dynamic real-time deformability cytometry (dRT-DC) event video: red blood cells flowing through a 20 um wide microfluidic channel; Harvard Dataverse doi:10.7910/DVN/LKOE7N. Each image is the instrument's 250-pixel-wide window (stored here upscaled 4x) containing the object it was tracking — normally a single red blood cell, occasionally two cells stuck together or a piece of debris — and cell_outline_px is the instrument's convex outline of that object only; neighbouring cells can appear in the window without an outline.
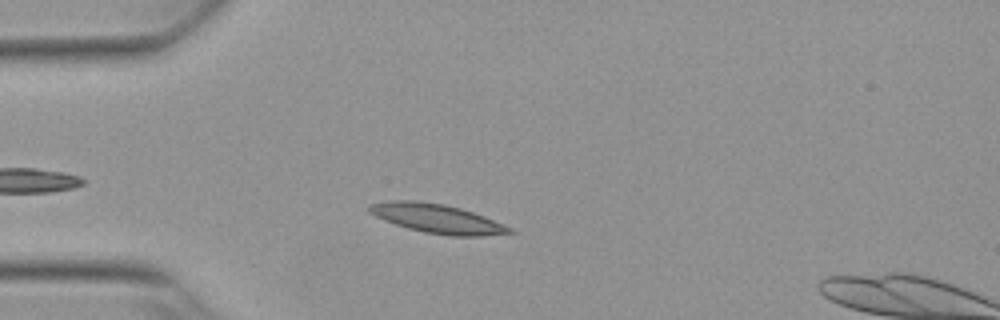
{"species": "Egyptian fruit bat (a non-hibernating species)", "species_latin": "Rousettus aegyptiacus", "temperature_condition": "warm", "stored_images_in_passage": 36, "camera_frame_rate_fps": 3000, "um_per_image_px": 0.085, "animal": {"sex": "female"}, "frame": {"image": 1, "passage_image": 7, "time_ms": 2.0, "image_size_px": [1000, 320], "cell_outline_px": [[516, 232], [480, 236], [452, 236], [424, 232], [408, 228], [384, 220], [368, 212], [368, 204], [388, 200], [416, 200], [444, 204], [460, 208], [484, 216], [504, 224], [512, 228]], "centroid_in_image_um": [37.13, 18.57], "position_along_channel_um": 47.9, "area_um2": 23.76}}
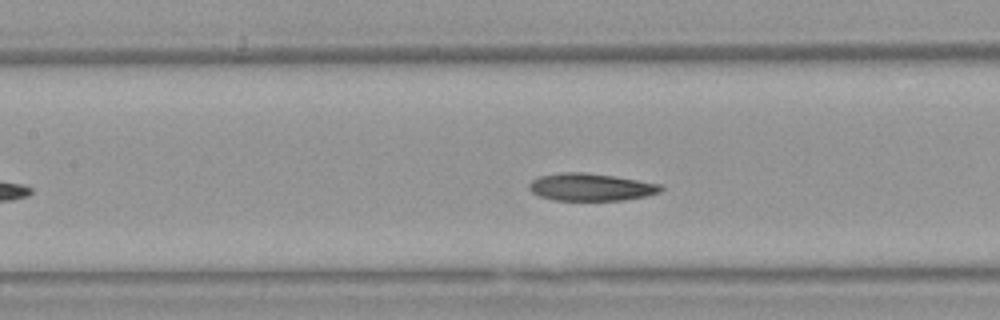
{"frame": {"image": 2, "passage_image": 17, "time_ms": 5.333, "image_size_px": [1000, 320], "cell_outline_px": [[664, 188], [660, 192], [644, 196], [624, 200], [556, 200], [540, 196], [532, 192], [528, 188], [528, 184], [532, 180], [540, 176], [560, 172], [584, 172], [616, 176], [660, 184]], "centroid_in_image_um": [50.21, 15.89], "position_along_channel_um": 157.2, "area_um2": 21.04}}
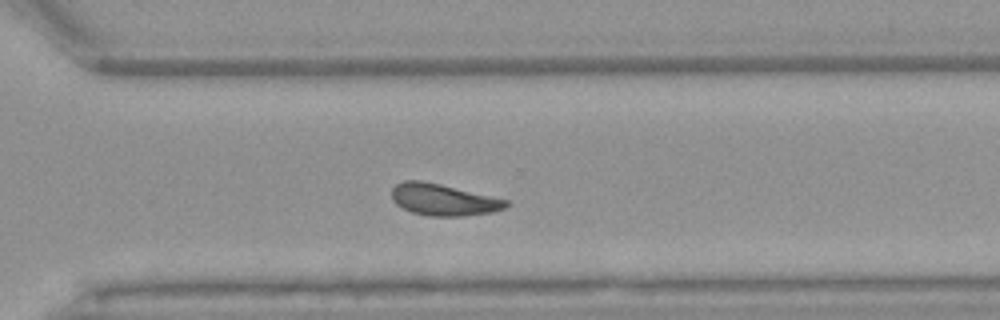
{"frame": {"image": 3, "passage_image": 31, "time_ms": 10.0, "image_size_px": [1000, 320], "cell_outline_px": [[508, 204], [504, 208], [492, 212], [464, 216], [428, 216], [412, 212], [396, 204], [392, 200], [392, 188], [396, 184], [404, 180], [420, 180], [440, 184], [508, 200]], "centroid_in_image_um": [37.66, 16.97], "position_along_channel_um": 332.9, "area_um2": 20.92}, "authors_computed_cell_mechanics": {"area_um2": 21.5016, "velocity_mm_per_s": 3.7724, "shape_relaxation_time_tau1_ms": 5.2503, "shape_relaxation_time_tau2_ms": 3.9961, "deformation_change_tau1": 0.1359, "deformation_change_tau2": 0.1096}}